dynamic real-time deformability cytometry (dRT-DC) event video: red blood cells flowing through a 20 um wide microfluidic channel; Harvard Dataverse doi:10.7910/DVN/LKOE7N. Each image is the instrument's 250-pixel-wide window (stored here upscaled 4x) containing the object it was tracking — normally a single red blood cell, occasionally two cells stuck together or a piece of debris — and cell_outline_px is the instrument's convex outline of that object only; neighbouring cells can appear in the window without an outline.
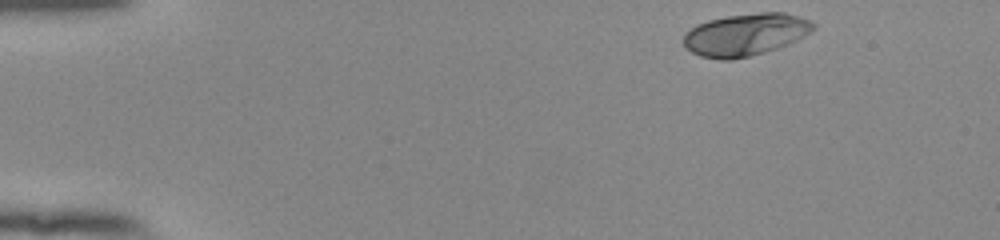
{"species": "human", "species_latin": "Homo sapiens", "temperature_condition": "room temperature", "stored_images_in_passage": 48, "camera_frame_rate_fps": 3000, "um_per_image_px": 0.085, "donor": {"sex": "female"}, "frame": {"image": 1, "passage_image": 1, "time_ms": 0.0, "image_size_px": [1000, 240], "cell_outline_px": [[816, 28], [804, 36], [796, 40], [776, 48], [764, 52], [732, 60], [720, 60], [700, 56], [684, 48], [684, 36], [696, 24], [708, 20], [728, 16], [760, 12], [784, 12], [808, 20], [816, 24]], "centroid_in_image_um": [63.35, 2.94], "position_along_channel_um": 21.6, "area_um2": 31.73}}
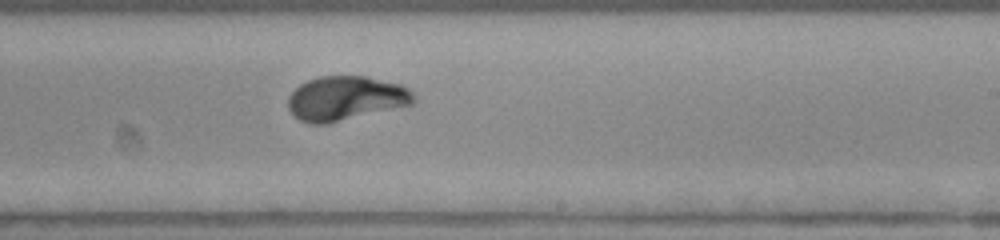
{"frame": {"image": 2, "passage_image": 28, "time_ms": 9.0, "image_size_px": [1000, 240], "cell_outline_px": [[416, 100], [412, 104], [328, 124], [308, 124], [300, 120], [288, 108], [288, 96], [300, 84], [308, 80], [320, 76], [364, 76], [400, 84], [408, 88], [416, 96]], "centroid_in_image_um": [29.38, 8.36], "position_along_channel_um": 259.6, "area_um2": 32.43}}
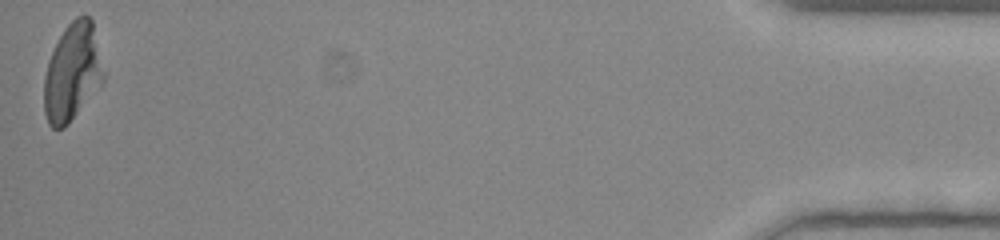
{"frame": {"image": 3, "passage_image": 48, "time_ms": 15.667, "image_size_px": [1000, 240], "cell_outline_px": [[104, 80], [68, 124], [64, 128], [52, 128], [48, 124], [44, 112], [44, 76], [48, 60], [64, 28], [76, 16], [88, 16], [92, 20], [104, 72]], "centroid_in_image_um": [6.13, 6.15], "position_along_channel_um": 429.1, "area_um2": 33.47}, "authors_computed_cell_mechanics": {"area_um2": 31.79, "velocity_mm_per_s": 3.82, "shape_relaxation_time_tau1_ms": 2.5642, "shape_relaxation_time_tau2_ms": null, "deformation_change_tau1": 0.1789, "deformation_change_tau2": null}}